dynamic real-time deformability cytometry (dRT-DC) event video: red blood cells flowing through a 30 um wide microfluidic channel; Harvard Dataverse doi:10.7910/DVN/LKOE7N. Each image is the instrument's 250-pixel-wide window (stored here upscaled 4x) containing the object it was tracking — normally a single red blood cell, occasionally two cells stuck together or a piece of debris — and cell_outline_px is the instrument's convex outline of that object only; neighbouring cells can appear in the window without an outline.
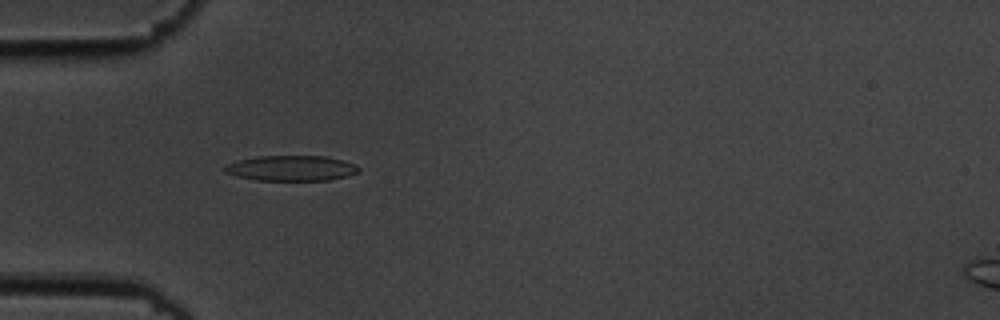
{"species": "common noctule bat (a hibernating species)", "species_latin": "Nyctalus noctula", "temperature_condition": "cold", "stored_images_in_passage": 56, "camera_frame_rate_fps": 3000, "um_per_image_px": 0.085, "animal": {"sex": "male", "body_mass_g": 19.5, "forearm_length_mm": 54.6}, "frame": {"image": 1, "passage_image": 18, "time_ms": 5.667, "image_size_px": [1000, 320], "cell_outline_px": [[360, 172], [348, 176], [328, 180], [256, 180], [236, 176], [224, 172], [224, 164], [256, 156], [324, 156], [344, 160], [356, 164], [360, 168]], "centroid_in_image_um": [24.78, 14.29], "position_along_channel_um": 60.2, "area_um2": 19.94}}
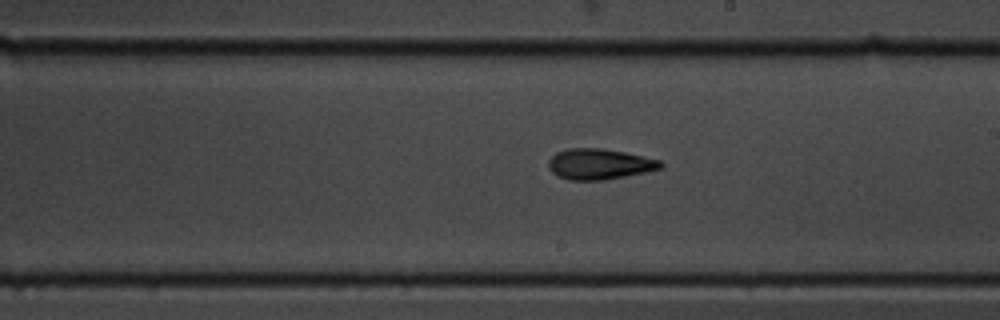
{"frame": {"image": 2, "passage_image": 33, "time_ms": 10.667, "image_size_px": [1000, 320], "cell_outline_px": [[664, 164], [660, 168], [648, 172], [604, 180], [568, 180], [556, 176], [548, 168], [548, 160], [556, 152], [568, 148], [600, 148], [624, 152], [660, 160]], "centroid_in_image_um": [50.92, 13.95], "position_along_channel_um": 238.1, "area_um2": 20.17}}
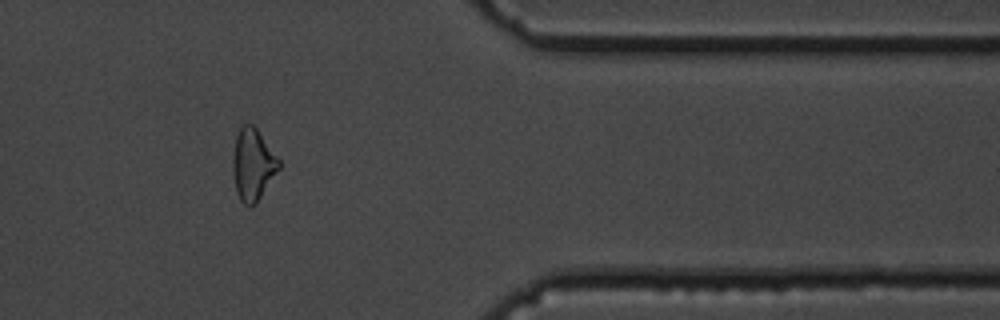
{"frame": {"image": 3, "passage_image": 47, "time_ms": 15.333, "image_size_px": [1000, 320], "cell_outline_px": [[280, 168], [256, 204], [244, 204], [240, 200], [236, 192], [232, 172], [232, 160], [236, 136], [240, 128], [244, 124], [252, 124], [256, 128], [280, 160]], "centroid_in_image_um": [21.48, 13.99], "position_along_channel_um": 389.9, "area_um2": 19.19}, "authors_computed_cell_mechanics": {"area_um2": 19.5942, "velocity_mm_per_s": 3.6263, "shape_relaxation_time_tau1_ms": 3.4145, "shape_relaxation_time_tau2_ms": 3.5298, "deformation_change_tau1": 0.138, "deformation_change_tau2": 0.1215}}